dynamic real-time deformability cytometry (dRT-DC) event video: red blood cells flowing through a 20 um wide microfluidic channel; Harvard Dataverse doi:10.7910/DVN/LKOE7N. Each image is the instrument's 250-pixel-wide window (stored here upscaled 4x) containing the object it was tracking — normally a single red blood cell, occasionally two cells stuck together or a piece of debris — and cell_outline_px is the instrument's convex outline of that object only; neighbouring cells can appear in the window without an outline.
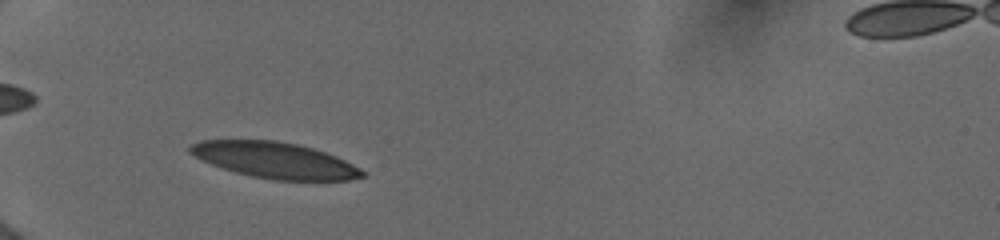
{"species": "human", "species_latin": "Homo sapiens", "temperature_condition": "cold", "stored_images_in_passage": 15, "camera_frame_rate_fps": 3000, "um_per_image_px": 0.085, "donor": {"sex": "female"}, "frame": {"image": 1, "passage_image": 6, "time_ms": 2.0, "image_size_px": [1000, 240], "cell_outline_px": [[368, 172], [364, 176], [348, 180], [272, 180], [252, 176], [236, 172], [212, 164], [188, 152], [188, 148], [192, 144], [200, 140], [276, 140], [296, 144], [312, 148], [336, 156]], "centroid_in_image_um": [23.39, 13.62], "position_along_channel_um": 61.6, "area_um2": 35.84}}
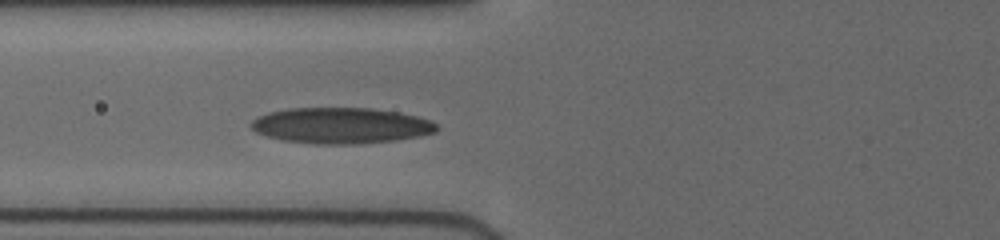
{"frame": {"image": 2, "passage_image": 12, "time_ms": 3.333, "image_size_px": [1000, 240], "cell_outline_px": [[440, 128], [436, 132], [420, 136], [392, 140], [356, 144], [312, 144], [284, 140], [268, 136], [256, 132], [248, 124], [256, 116], [268, 112], [288, 108], [372, 108], [396, 112], [416, 116], [428, 120], [436, 124]], "centroid_in_image_um": [28.94, 10.67], "position_along_channel_um": 96.9, "area_um2": 38.84}}